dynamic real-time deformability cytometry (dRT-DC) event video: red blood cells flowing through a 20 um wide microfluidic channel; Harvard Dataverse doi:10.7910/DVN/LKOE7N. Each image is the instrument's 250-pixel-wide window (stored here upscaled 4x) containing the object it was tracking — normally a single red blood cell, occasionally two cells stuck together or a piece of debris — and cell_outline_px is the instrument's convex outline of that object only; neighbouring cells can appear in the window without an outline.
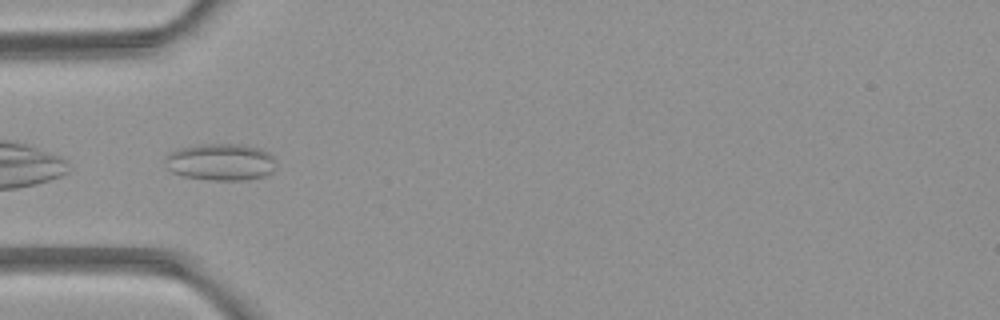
{"species": "common noctule bat (a hibernating species)", "species_latin": "Nyctalus noctula", "temperature_condition": "room temperature", "stored_images_in_passage": 6, "camera_frame_rate_fps": 3000, "um_per_image_px": 0.085, "animal": {"sex": "female", "body_mass_g": 21.9}, "frame": {"image": 1, "passage_image": 5, "time_ms": 4.667, "image_size_px": [1000, 320], "cell_outline_px": [[276, 168], [272, 172], [264, 176], [244, 180], [208, 180], [184, 176], [172, 172], [168, 168], [164, 160], [164, 156], [168, 152], [180, 148], [200, 144], [240, 144], [260, 148], [268, 152], [272, 156]], "centroid_in_image_um": [18.74, 13.77], "position_along_channel_um": 66.3, "area_um2": 24.04}}